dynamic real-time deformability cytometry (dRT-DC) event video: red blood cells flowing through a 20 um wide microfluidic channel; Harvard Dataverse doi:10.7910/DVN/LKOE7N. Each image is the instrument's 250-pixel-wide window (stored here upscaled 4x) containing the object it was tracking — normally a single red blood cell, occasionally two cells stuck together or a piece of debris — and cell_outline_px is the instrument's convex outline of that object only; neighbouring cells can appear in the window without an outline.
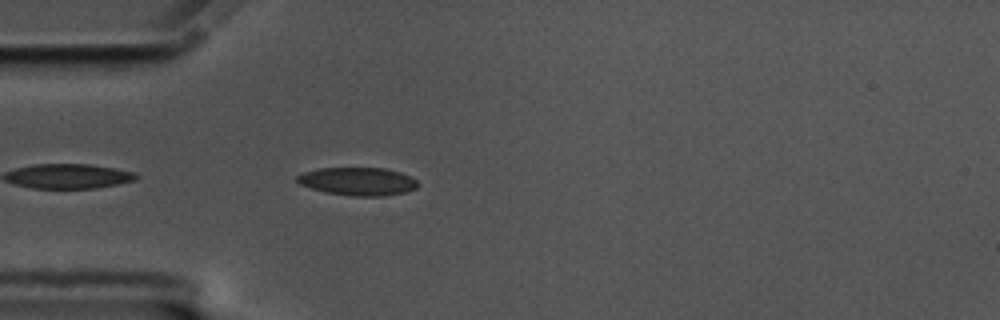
{"species": "common noctule bat (a hibernating species)", "species_latin": "Nyctalus noctula", "temperature_condition": "cold", "stored_images_in_passage": 7, "camera_frame_rate_fps": 3000, "um_per_image_px": 0.085, "animal": {"sex": "male", "body_mass_g": 17.5, "forearm_length_mm": 52.3}, "frame": {"image": 1, "passage_image": 3, "time_ms": 0.667, "image_size_px": [1000, 320], "cell_outline_px": [[420, 184], [416, 188], [404, 192], [380, 196], [352, 196], [324, 192], [300, 184], [296, 180], [296, 176], [304, 172], [320, 168], [384, 168], [400, 172], [412, 176]], "centroid_in_image_um": [30.43, 15.41], "position_along_channel_um": 54.6, "area_um2": 19.71}}